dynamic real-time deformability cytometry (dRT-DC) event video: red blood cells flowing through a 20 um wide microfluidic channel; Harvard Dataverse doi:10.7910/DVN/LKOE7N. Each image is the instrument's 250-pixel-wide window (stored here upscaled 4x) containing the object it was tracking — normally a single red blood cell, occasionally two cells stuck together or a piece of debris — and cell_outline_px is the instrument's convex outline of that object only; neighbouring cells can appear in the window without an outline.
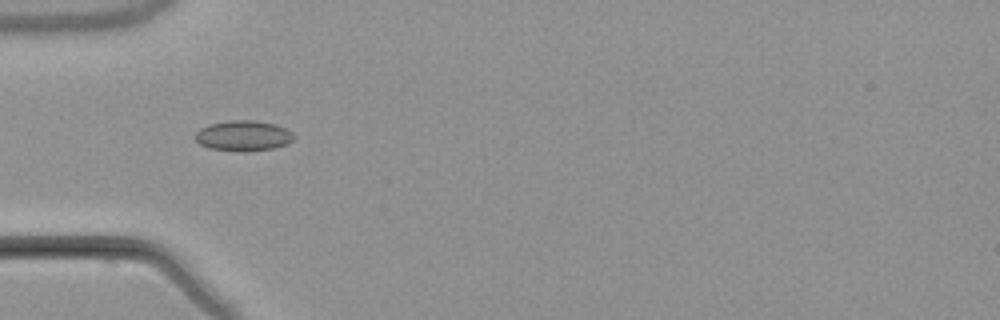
{"species": "common noctule bat (a hibernating species)", "species_latin": "Nyctalus noctula", "temperature_condition": "warm", "stored_images_in_passage": 7, "camera_frame_rate_fps": 3000, "um_per_image_px": 0.085, "animal": {"sex": "male", "body_mass_g": 21.5, "forearm_length_mm": 52.0}, "frame": {"image": 1, "passage_image": 6, "time_ms": 6.0, "image_size_px": [1000, 320], "cell_outline_px": [[296, 136], [288, 144], [272, 148], [244, 152], [208, 148], [200, 144], [196, 140], [196, 132], [200, 128], [208, 124], [232, 120], [252, 120], [276, 124], [292, 132]], "centroid_in_image_um": [20.69, 11.54], "position_along_channel_um": 64.3, "area_um2": 17.51}}
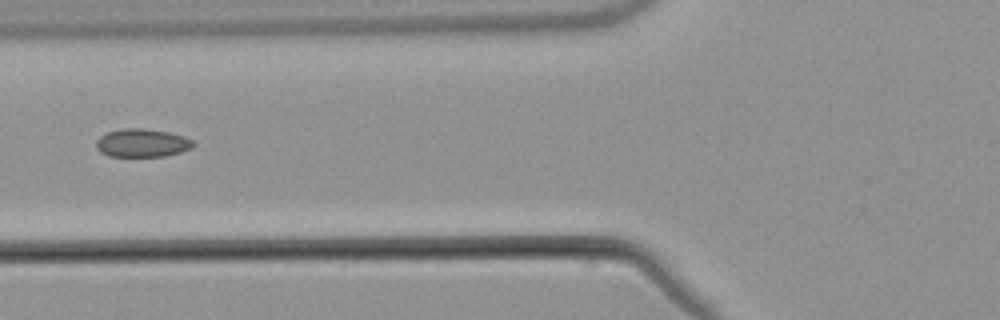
{"frame": {"image": 2, "passage_image": 7, "time_ms": 7.333, "image_size_px": [1000, 320], "cell_outline_px": [[196, 144], [192, 148], [180, 152], [164, 156], [108, 156], [100, 152], [96, 148], [96, 140], [100, 136], [108, 132], [124, 128], [140, 128], [168, 132], [184, 136], [192, 140]], "centroid_in_image_um": [12.08, 12.15], "position_along_channel_um": 113.7, "area_um2": 15.95}}